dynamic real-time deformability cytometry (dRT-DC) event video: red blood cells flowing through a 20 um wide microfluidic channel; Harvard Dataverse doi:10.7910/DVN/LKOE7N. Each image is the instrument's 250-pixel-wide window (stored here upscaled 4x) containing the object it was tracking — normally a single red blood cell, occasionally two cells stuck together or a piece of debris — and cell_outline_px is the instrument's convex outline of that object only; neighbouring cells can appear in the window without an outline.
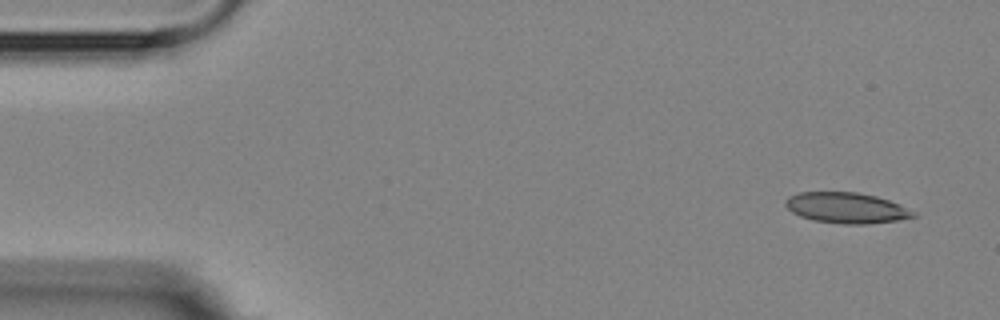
{"species": "Egyptian fruit bat (a non-hibernating species)", "species_latin": "Rousettus aegyptiacus", "temperature_condition": "room temperature", "stored_images_in_passage": 5, "camera_frame_rate_fps": 3000, "um_per_image_px": 0.085, "animal": {"sex": "female"}, "frame": {"image": 1, "passage_image": 1, "time_ms": 0.0, "image_size_px": [1000, 320], "cell_outline_px": [[920, 216], [896, 220], [868, 224], [844, 224], [812, 220], [800, 216], [792, 212], [784, 204], [784, 200], [788, 196], [800, 192], [856, 192], [876, 196], [900, 204], [916, 212]], "centroid_in_image_um": [71.95, 17.67], "position_along_channel_um": 13.0, "area_um2": 23.0}}
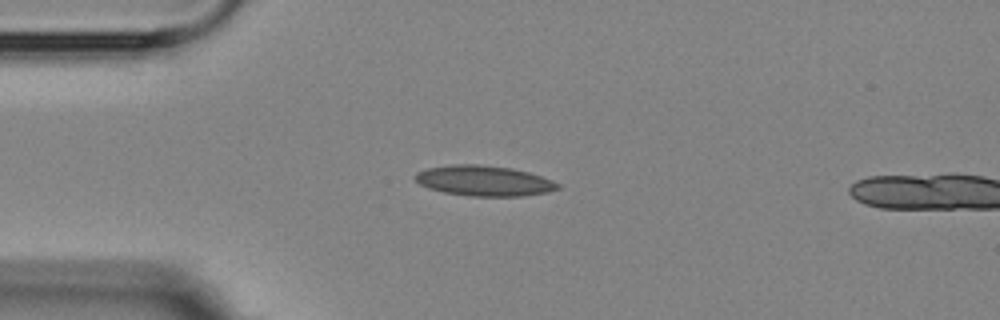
{"frame": {"image": 2, "passage_image": 4, "time_ms": 3.333, "image_size_px": [1000, 320], "cell_outline_px": [[560, 188], [548, 192], [524, 196], [468, 196], [444, 192], [428, 188], [420, 184], [416, 180], [416, 172], [428, 168], [452, 164], [480, 164], [512, 168], [528, 172], [552, 180], [560, 184]], "centroid_in_image_um": [41.16, 15.37], "position_along_channel_um": 43.8, "area_um2": 25.26}}